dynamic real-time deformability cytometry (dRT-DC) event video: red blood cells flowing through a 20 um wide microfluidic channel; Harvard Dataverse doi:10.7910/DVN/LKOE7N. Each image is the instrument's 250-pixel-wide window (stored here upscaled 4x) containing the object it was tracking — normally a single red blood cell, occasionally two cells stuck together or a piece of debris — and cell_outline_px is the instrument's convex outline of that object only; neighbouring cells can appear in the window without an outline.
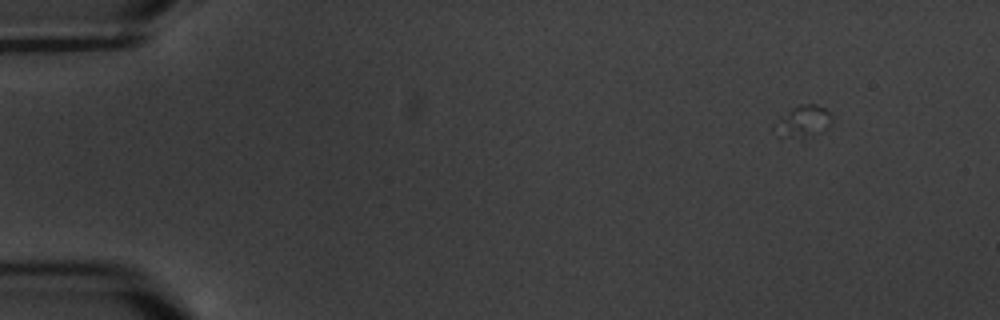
{"species": "common noctule bat (a hibernating species)", "species_latin": "Nyctalus noctula", "temperature_condition": "warm", "stored_images_in_passage": 6, "camera_frame_rate_fps": 3000, "um_per_image_px": 0.085, "animal": {"sex": "male", "body_mass_g": 20.1, "forearm_length_mm": 53.5}, "frame": {"image": 1, "passage_image": 2, "time_ms": 1.333, "image_size_px": [1000, 320], "cell_outline_px": [[832, 120], [824, 128], [812, 136], [804, 140], [780, 136], [772, 128], [772, 124], [792, 108], [800, 104], [816, 104], [824, 108], [832, 116]], "centroid_in_image_um": [68.21, 10.34], "position_along_channel_um": 16.8, "area_um2": 10.64}}
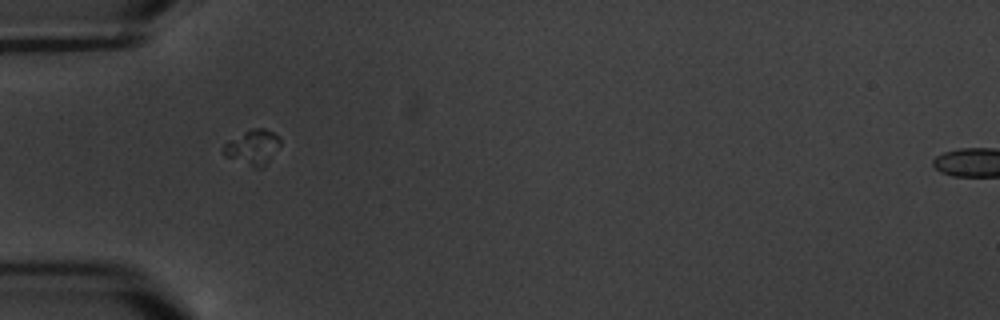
{"frame": {"image": 2, "passage_image": 6, "time_ms": 6.0, "image_size_px": [1000, 320], "cell_outline_px": [[280, 144], [268, 164], [264, 168], [256, 168], [224, 156], [220, 148], [224, 144], [244, 132], [252, 128], [264, 128], [272, 132], [280, 140]], "centroid_in_image_um": [21.46, 12.54], "position_along_channel_um": 63.5, "area_um2": 11.56}}